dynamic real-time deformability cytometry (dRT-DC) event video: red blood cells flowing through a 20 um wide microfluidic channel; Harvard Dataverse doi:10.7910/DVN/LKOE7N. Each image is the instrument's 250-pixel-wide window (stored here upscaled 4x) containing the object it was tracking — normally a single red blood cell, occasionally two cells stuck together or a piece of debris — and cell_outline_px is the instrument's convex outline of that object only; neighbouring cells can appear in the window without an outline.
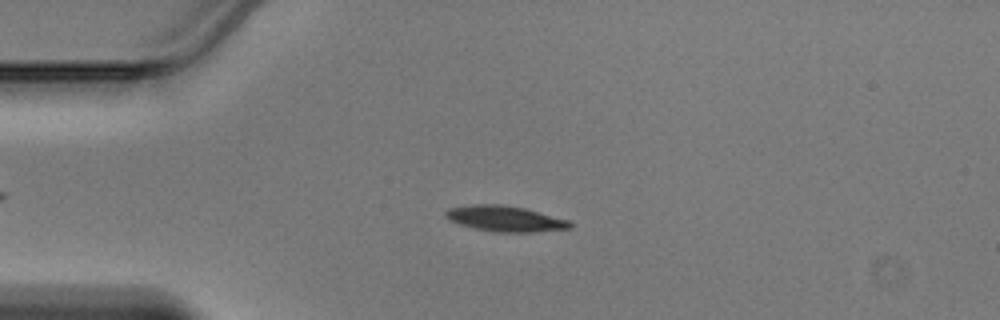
{"species": "Egyptian fruit bat (a non-hibernating species)", "species_latin": "Rousettus aegyptiacus", "temperature_condition": "warm", "stored_images_in_passage": 36, "camera_frame_rate_fps": 3000, "um_per_image_px": 0.085, "animal": {"sex": "male"}, "frame": {"image": 1, "passage_image": 1, "time_ms": 0.0, "image_size_px": [1000, 320], "cell_outline_px": [[572, 228], [532, 232], [496, 232], [476, 228], [460, 224], [444, 216], [444, 212], [448, 208], [472, 204], [500, 204], [524, 208], [568, 220], [572, 224]], "centroid_in_image_um": [42.92, 18.58], "position_along_channel_um": 42.1, "area_um2": 18.38}}
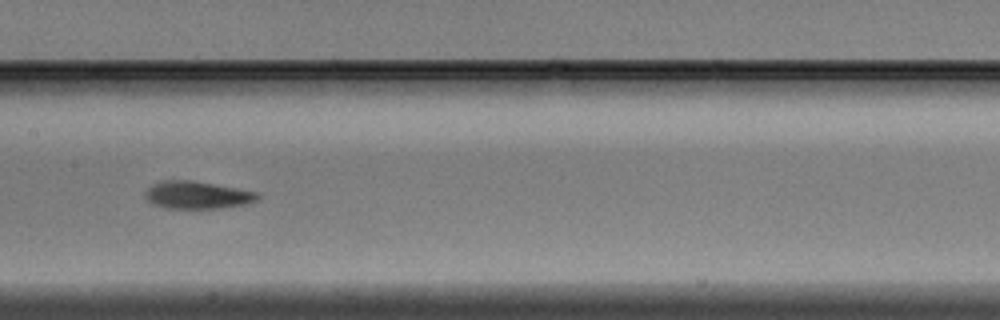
{"frame": {"image": 2, "passage_image": 13, "time_ms": 4.0, "image_size_px": [1000, 320], "cell_outline_px": [[260, 200], [244, 204], [224, 208], [164, 208], [152, 204], [144, 196], [144, 192], [152, 184], [164, 180], [192, 180], [260, 192]], "centroid_in_image_um": [16.78, 16.58], "position_along_channel_um": 190.6, "area_um2": 18.26}}
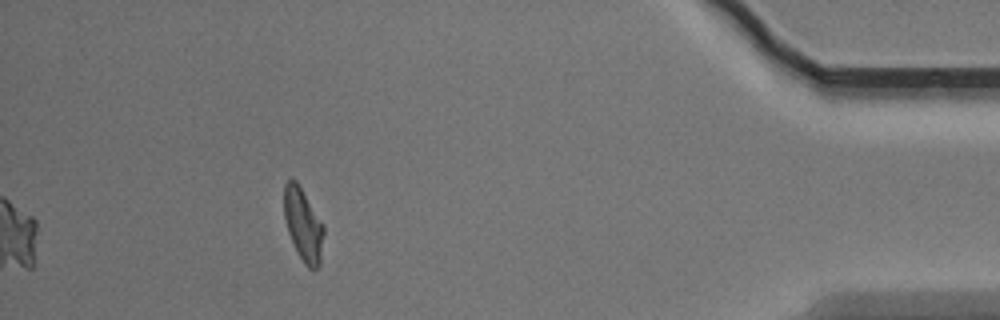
{"frame": {"image": 3, "passage_image": 32, "time_ms": 10.333, "image_size_px": [1000, 320], "cell_outline_px": [[324, 232], [320, 264], [316, 268], [308, 268], [304, 264], [288, 232], [284, 216], [284, 184], [288, 180], [296, 180], [324, 224]], "centroid_in_image_um": [25.78, 19.08], "position_along_channel_um": 409.4, "area_um2": 16.65}}